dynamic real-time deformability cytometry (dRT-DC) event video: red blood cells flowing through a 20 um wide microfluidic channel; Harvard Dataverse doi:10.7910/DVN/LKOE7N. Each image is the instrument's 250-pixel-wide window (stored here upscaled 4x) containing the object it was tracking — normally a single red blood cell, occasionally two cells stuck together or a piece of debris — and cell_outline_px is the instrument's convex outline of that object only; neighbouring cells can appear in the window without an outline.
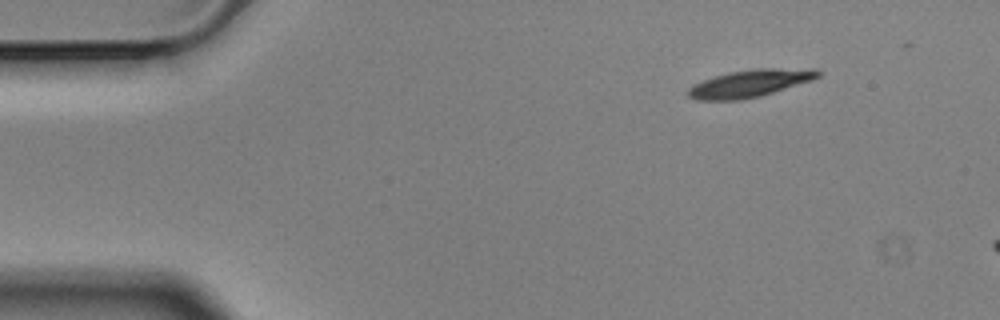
{"species": "Egyptian fruit bat (a non-hibernating species)", "species_latin": "Rousettus aegyptiacus", "temperature_condition": "cold", "stored_images_in_passage": 10, "camera_frame_rate_fps": 3000, "um_per_image_px": 0.085, "animal": {"sex": "male"}, "frame": {"image": 1, "passage_image": 1, "time_ms": 0.0, "image_size_px": [1000, 320], "cell_outline_px": [[820, 76], [812, 80], [760, 96], [740, 100], [696, 100], [688, 96], [684, 92], [688, 88], [704, 80], [728, 72], [756, 68], [816, 68], [820, 72]], "centroid_in_image_um": [63.75, 7.08], "position_along_channel_um": 21.2, "area_um2": 20.75}}
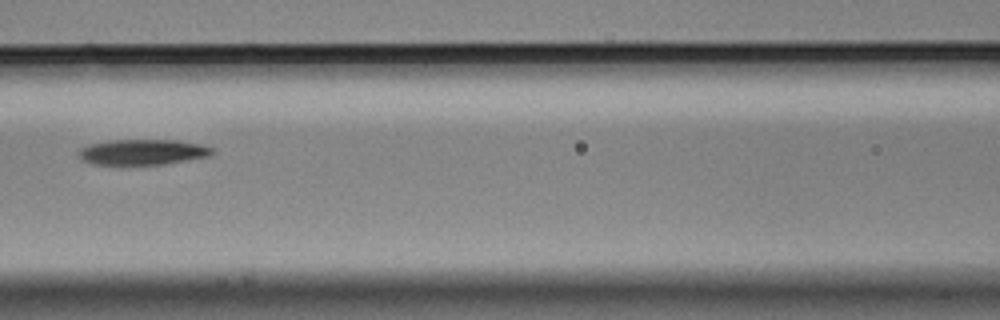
{"frame": {"image": 2, "passage_image": 6, "time_ms": 1.667, "image_size_px": [1000, 320], "cell_outline_px": [[216, 152], [208, 156], [164, 164], [92, 164], [84, 160], [76, 152], [80, 148], [88, 144], [112, 140], [176, 140], [200, 144], [212, 148]], "centroid_in_image_um": [12.11, 12.91], "position_along_channel_um": 154.5, "area_um2": 19.71}}
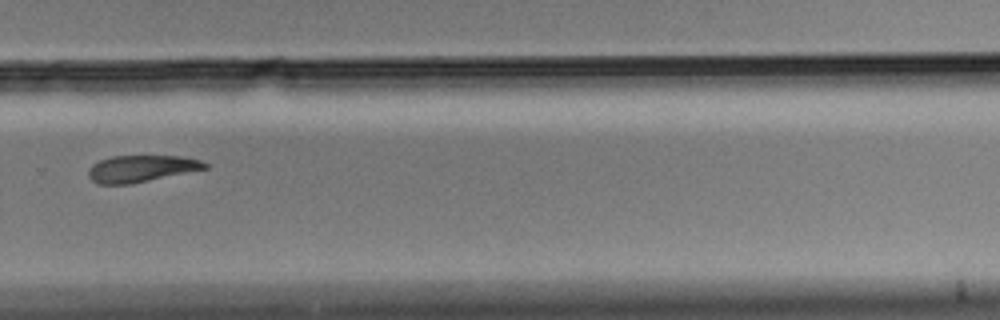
{"frame": {"image": 3, "passage_image": 10, "time_ms": 3.0, "image_size_px": [1000, 320], "cell_outline_px": [[208, 168], [128, 184], [96, 184], [88, 176], [88, 168], [92, 164], [100, 160], [112, 156], [184, 156], [200, 160], [208, 164]], "centroid_in_image_um": [11.97, 14.32], "position_along_channel_um": 317.8, "area_um2": 18.03}}